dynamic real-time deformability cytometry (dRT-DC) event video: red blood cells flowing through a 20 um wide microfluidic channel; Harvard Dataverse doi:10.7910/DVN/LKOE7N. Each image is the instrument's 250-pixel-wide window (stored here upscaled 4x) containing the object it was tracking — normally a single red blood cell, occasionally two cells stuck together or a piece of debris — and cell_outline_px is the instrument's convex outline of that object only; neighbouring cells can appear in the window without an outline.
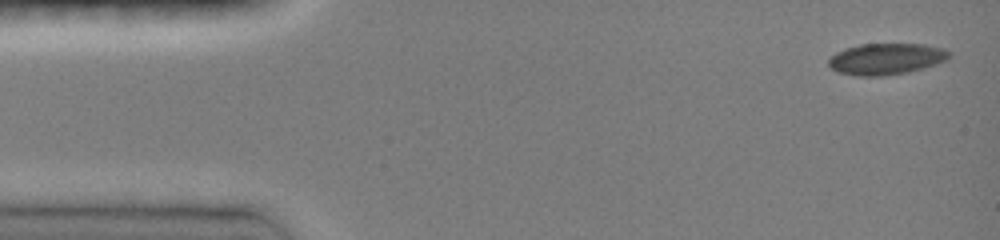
{"species": "common noctule bat (a hibernating species)", "species_latin": "Nyctalus noctula", "temperature_condition": "room temperature", "stored_images_in_passage": 10, "camera_frame_rate_fps": 3000, "um_per_image_px": 0.085, "animal": {"sex": "female", "body_mass_g": 19.0, "forearm_length_mm": 51.5}, "frame": {"image": 1, "passage_image": 1, "time_ms": 0.0, "image_size_px": [1000, 240], "cell_outline_px": [[952, 52], [948, 60], [924, 68], [908, 72], [884, 76], [856, 76], [836, 72], [828, 64], [828, 60], [836, 52], [844, 48], [860, 44], [924, 44], [944, 48]], "centroid_in_image_um": [75.34, 5.01], "position_along_channel_um": 9.7, "area_um2": 22.31}}
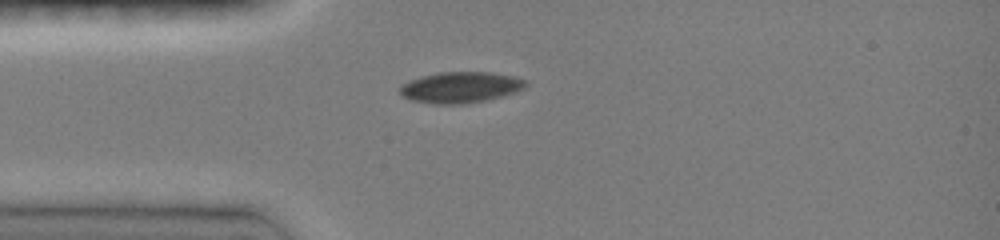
{"frame": {"image": 2, "passage_image": 5, "time_ms": 3.333, "image_size_px": [1000, 240], "cell_outline_px": [[528, 84], [524, 88], [516, 92], [468, 104], [432, 104], [412, 100], [400, 96], [400, 84], [424, 76], [440, 72], [492, 72], [512, 76], [524, 80]], "centroid_in_image_um": [39.12, 7.43], "position_along_channel_um": 45.9, "area_um2": 22.66}}
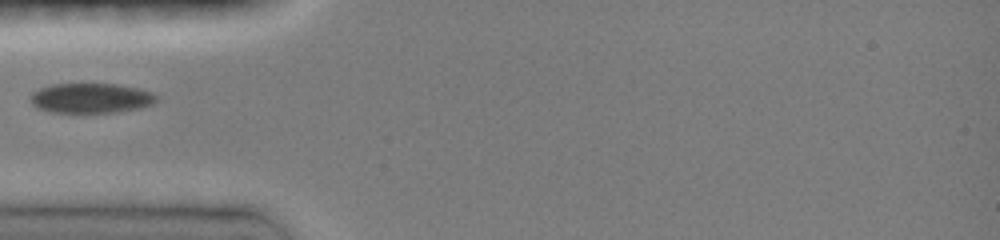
{"frame": {"image": 3, "passage_image": 6, "time_ms": 4.333, "image_size_px": [1000, 240], "cell_outline_px": [[160, 100], [152, 104], [140, 108], [116, 112], [52, 112], [36, 108], [32, 104], [32, 92], [40, 88], [52, 84], [116, 84], [136, 88], [152, 92]], "centroid_in_image_um": [7.75, 8.34], "position_along_channel_um": 77.3, "area_um2": 21.85}}